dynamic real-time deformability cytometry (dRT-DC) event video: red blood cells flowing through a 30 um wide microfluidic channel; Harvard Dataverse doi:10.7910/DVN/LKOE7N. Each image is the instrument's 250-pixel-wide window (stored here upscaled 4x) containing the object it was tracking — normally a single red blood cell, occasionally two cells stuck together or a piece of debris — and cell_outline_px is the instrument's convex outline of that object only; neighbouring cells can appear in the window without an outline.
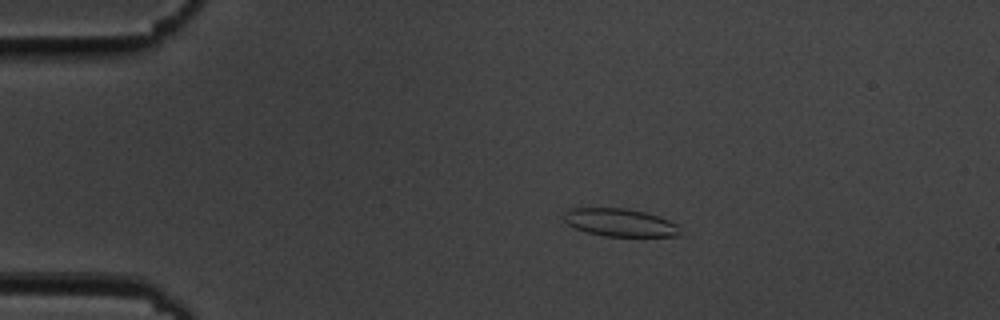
{"species": "common noctule bat (a hibernating species)", "species_latin": "Nyctalus noctula", "temperature_condition": "cold", "stored_images_in_passage": 54, "camera_frame_rate_fps": 3000, "um_per_image_px": 0.085, "animal": {"sex": "male", "body_mass_g": 19.5, "forearm_length_mm": 54.6}, "frame": {"image": 1, "passage_image": 10, "time_ms": 3.0, "image_size_px": [1000, 320], "cell_outline_px": [[680, 236], [604, 236], [588, 232], [576, 228], [568, 224], [564, 220], [564, 212], [572, 208], [624, 208], [644, 212], [668, 220], [676, 224]], "centroid_in_image_um": [52.66, 18.91], "position_along_channel_um": 32.3, "area_um2": 18.5}}
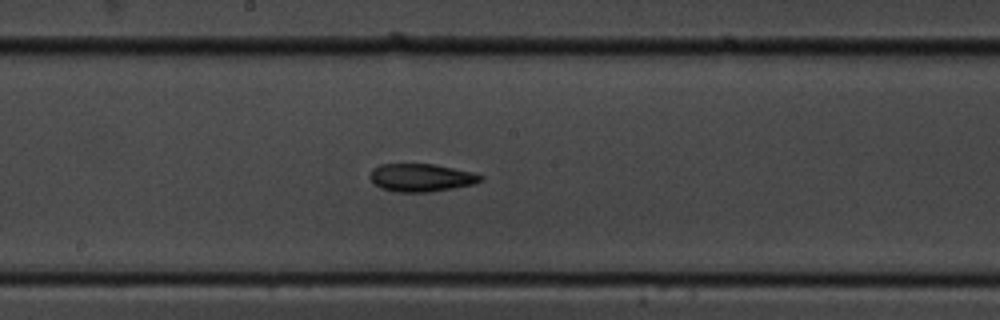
{"frame": {"image": 2, "passage_image": 29, "time_ms": 9.333, "image_size_px": [1000, 320], "cell_outline_px": [[484, 180], [472, 184], [452, 188], [428, 192], [396, 192], [380, 188], [368, 176], [372, 168], [380, 164], [432, 164], [472, 172], [484, 176]], "centroid_in_image_um": [35.77, 15.1], "position_along_channel_um": 212.4, "area_um2": 17.92}}
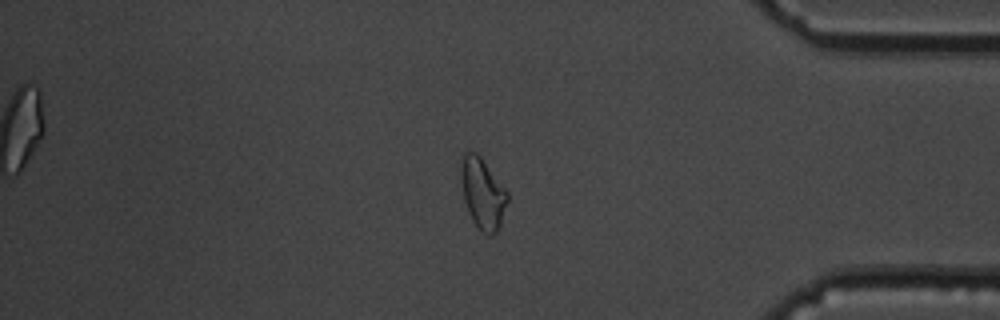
{"frame": {"image": 3, "passage_image": 46, "time_ms": 15.0, "image_size_px": [1000, 320], "cell_outline_px": [[508, 200], [500, 224], [496, 232], [492, 236], [488, 236], [480, 232], [472, 220], [468, 212], [464, 200], [460, 180], [460, 168], [464, 152], [468, 148], [476, 152], [480, 156], [508, 192]], "centroid_in_image_um": [41.0, 16.43], "position_along_channel_um": 394.2, "area_um2": 19.42}, "authors_computed_cell_mechanics": {"area_um2": 18.8139, "velocity_mm_per_s": 3.6315, "shape_relaxation_time_tau1_ms": 3.6421, "shape_relaxation_time_tau2_ms": 3.4521, "deformation_change_tau1": 0.1043, "deformation_change_tau2": 0.1001}}